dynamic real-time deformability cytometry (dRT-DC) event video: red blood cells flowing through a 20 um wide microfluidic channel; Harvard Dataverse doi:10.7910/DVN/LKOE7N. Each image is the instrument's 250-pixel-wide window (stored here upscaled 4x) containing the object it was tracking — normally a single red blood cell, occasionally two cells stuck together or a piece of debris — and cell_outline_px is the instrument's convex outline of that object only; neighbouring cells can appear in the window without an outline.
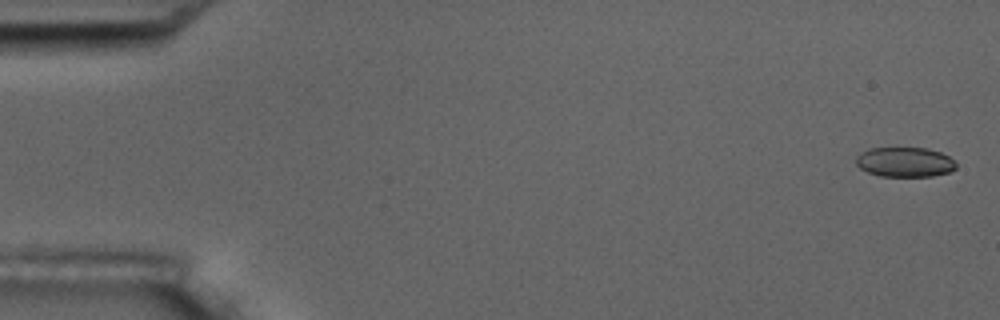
{"species": "common noctule bat (a hibernating species)", "species_latin": "Nyctalus noctula", "temperature_condition": "room temperature", "stored_images_in_passage": 6, "camera_frame_rate_fps": 3000, "um_per_image_px": 0.085, "animal": {"sex": "male", "body_mass_g": 17.5, "forearm_length_mm": 52.3}, "frame": {"image": 1, "passage_image": 1, "time_ms": 0.0, "image_size_px": [1000, 320], "cell_outline_px": [[956, 168], [948, 172], [932, 176], [880, 176], [868, 172], [860, 168], [856, 164], [856, 156], [860, 152], [868, 148], [928, 148], [940, 152], [948, 156], [956, 164]], "centroid_in_image_um": [76.88, 13.77], "position_along_channel_um": 8.1, "area_um2": 17.34}}
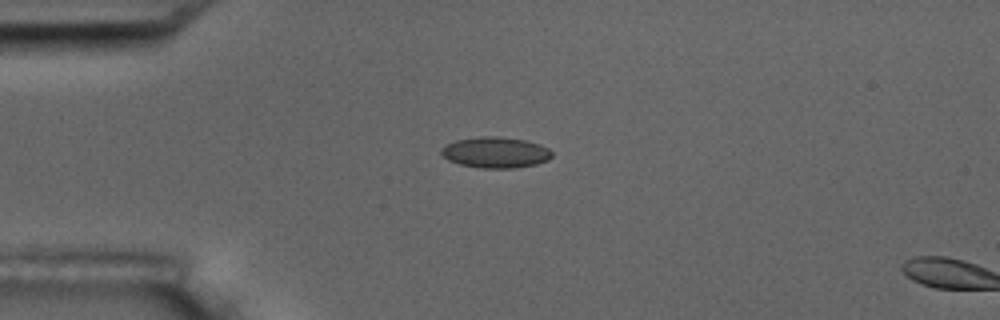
{"frame": {"image": 2, "passage_image": 5, "time_ms": 4.333, "image_size_px": [1000, 320], "cell_outline_px": [[552, 156], [548, 160], [536, 164], [512, 168], [480, 168], [460, 164], [448, 160], [440, 156], [440, 148], [444, 144], [456, 140], [480, 136], [500, 136], [524, 140], [540, 144], [548, 148], [552, 152]], "centroid_in_image_um": [42.07, 12.95], "position_along_channel_um": 42.9, "area_um2": 20.17}}